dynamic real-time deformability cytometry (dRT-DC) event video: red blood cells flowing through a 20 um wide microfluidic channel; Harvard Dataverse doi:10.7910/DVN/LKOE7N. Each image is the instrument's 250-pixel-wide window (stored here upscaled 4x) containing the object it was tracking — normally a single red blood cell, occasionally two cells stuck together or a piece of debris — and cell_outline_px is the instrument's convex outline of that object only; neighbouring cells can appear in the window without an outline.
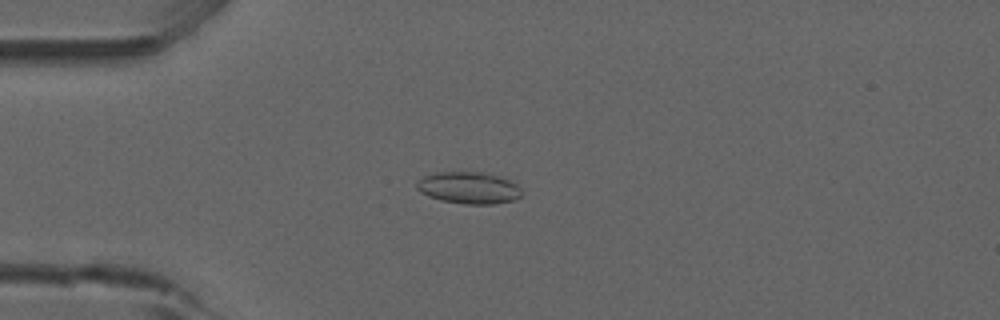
{"species": "common noctule bat (a hibernating species)", "species_latin": "Nyctalus noctula", "temperature_condition": "room temperature", "stored_images_in_passage": 50, "camera_frame_rate_fps": 3000, "um_per_image_px": 0.085, "animal": {"sex": "male", "forearm_length_mm": 52.5}, "frame": {"image": 1, "passage_image": 11, "time_ms": 3.333, "image_size_px": [1000, 320], "cell_outline_px": [[520, 196], [516, 200], [492, 204], [464, 204], [440, 200], [428, 196], [420, 192], [416, 188], [416, 184], [424, 176], [436, 172], [484, 172], [500, 176], [516, 184], [520, 188]], "centroid_in_image_um": [39.84, 15.97], "position_along_channel_um": 45.2, "area_um2": 19.48}}
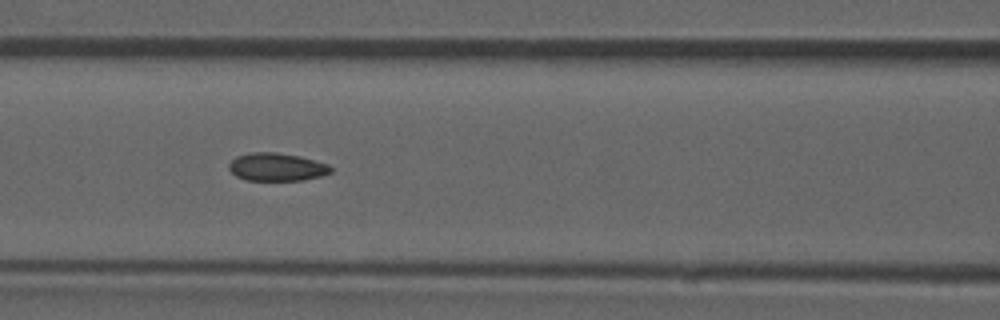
{"frame": {"image": 2, "passage_image": 20, "time_ms": 6.333, "image_size_px": [1000, 320], "cell_outline_px": [[332, 172], [320, 176], [304, 180], [248, 180], [236, 176], [228, 168], [228, 164], [236, 156], [248, 152], [276, 152], [300, 156], [328, 164], [332, 168]], "centroid_in_image_um": [23.51, 14.18], "position_along_channel_um": 143.1, "area_um2": 16.65}}
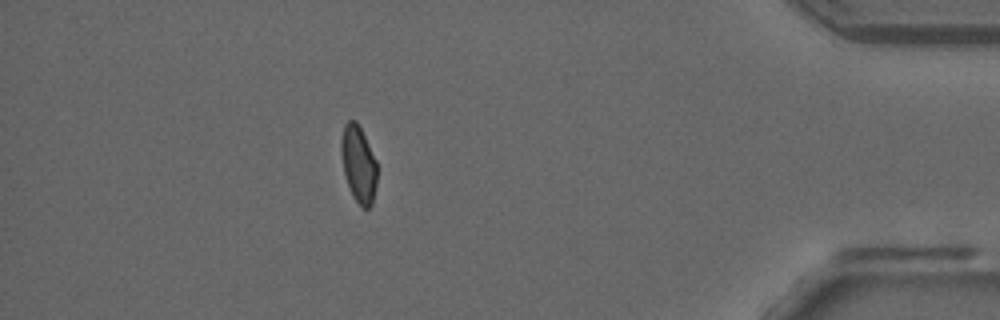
{"frame": {"image": 3, "passage_image": 44, "time_ms": 14.333, "image_size_px": [1000, 320], "cell_outline_px": [[376, 184], [372, 204], [368, 208], [364, 208], [352, 196], [344, 172], [340, 152], [340, 140], [344, 124], [348, 120], [356, 120], [376, 160]], "centroid_in_image_um": [30.45, 13.92], "position_along_channel_um": 404.8, "area_um2": 15.9}, "authors_computed_cell_mechanics": {"area_um2": 16.8776, "velocity_mm_per_s": 3.88, "shape_relaxation_time_tau1_ms": null, "shape_relaxation_time_tau2_ms": 1.9679, "deformation_change_tau1": null, "deformation_change_tau2": 0.0721}}